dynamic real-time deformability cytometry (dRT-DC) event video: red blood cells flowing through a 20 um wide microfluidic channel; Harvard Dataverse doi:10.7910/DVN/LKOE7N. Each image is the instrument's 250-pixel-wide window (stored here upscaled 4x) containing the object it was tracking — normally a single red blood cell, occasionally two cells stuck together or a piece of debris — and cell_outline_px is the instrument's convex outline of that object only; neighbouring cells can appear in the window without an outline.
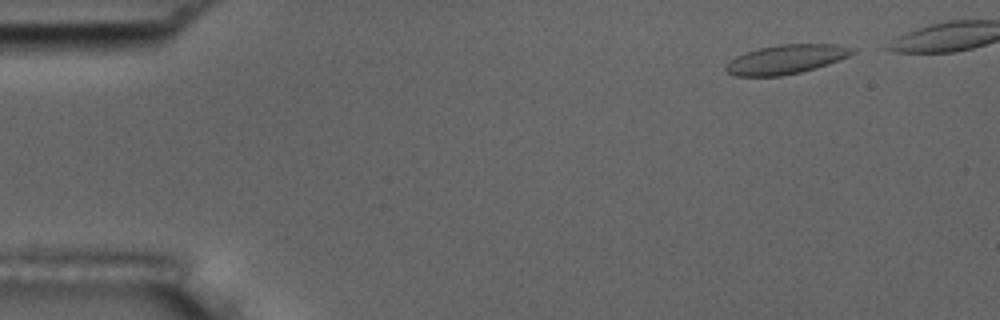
{"species": "common noctule bat (a hibernating species)", "species_latin": "Nyctalus noctula", "temperature_condition": "room temperature", "stored_images_in_passage": 5, "camera_frame_rate_fps": 3000, "um_per_image_px": 0.085, "animal": {"sex": "male", "body_mass_g": 17.5, "forearm_length_mm": 52.3}, "frame": {"image": 1, "passage_image": 1, "time_ms": 0.0, "image_size_px": [1000, 320], "cell_outline_px": [[856, 52], [848, 56], [828, 64], [816, 68], [800, 72], [780, 76], [736, 76], [728, 72], [724, 68], [736, 56], [760, 48], [780, 44], [836, 44], [856, 48]], "centroid_in_image_um": [66.87, 5.04], "position_along_channel_um": 18.1, "area_um2": 21.27}}